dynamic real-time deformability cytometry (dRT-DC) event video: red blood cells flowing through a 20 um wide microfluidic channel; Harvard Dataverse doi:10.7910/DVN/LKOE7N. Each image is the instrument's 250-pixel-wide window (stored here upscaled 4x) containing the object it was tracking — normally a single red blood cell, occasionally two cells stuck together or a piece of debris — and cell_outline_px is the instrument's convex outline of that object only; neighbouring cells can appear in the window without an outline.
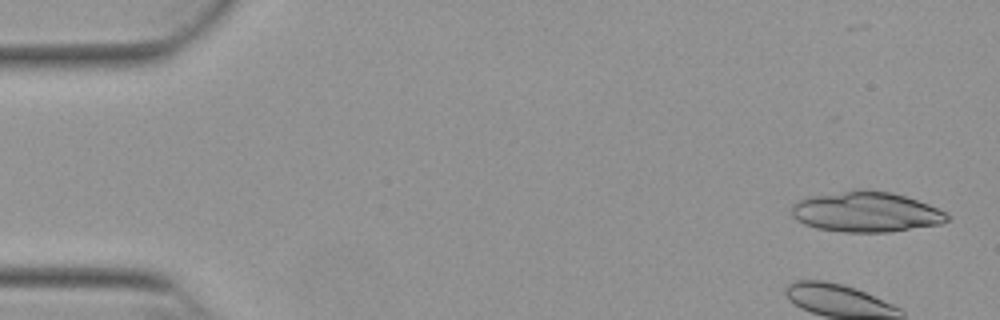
{"species": "Egyptian fruit bat (a non-hibernating species)", "species_latin": "Rousettus aegyptiacus", "temperature_condition": "warm", "stored_images_in_passage": 6, "camera_frame_rate_fps": 3000, "um_per_image_px": 0.085, "animal": {"sex": "female"}, "frame": {"image": 1, "passage_image": 2, "time_ms": 0.333, "image_size_px": [1000, 320], "cell_outline_px": [[948, 220], [940, 224], [888, 232], [844, 232], [816, 228], [804, 224], [796, 220], [792, 216], [792, 204], [804, 196], [852, 188], [856, 188], [892, 192], [928, 204], [948, 212]], "centroid_in_image_um": [73.55, 17.98], "position_along_channel_um": 11.4, "area_um2": 37.17}}